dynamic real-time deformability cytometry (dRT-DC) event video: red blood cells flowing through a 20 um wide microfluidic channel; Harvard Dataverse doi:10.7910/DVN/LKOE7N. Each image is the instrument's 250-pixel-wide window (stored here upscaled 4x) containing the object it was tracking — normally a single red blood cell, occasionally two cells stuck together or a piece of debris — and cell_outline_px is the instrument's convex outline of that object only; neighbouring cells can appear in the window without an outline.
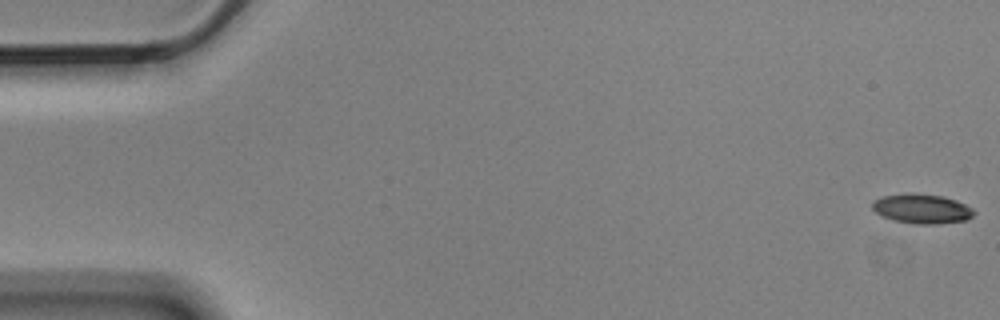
{"species": "Egyptian fruit bat (a non-hibernating species)", "species_latin": "Rousettus aegyptiacus", "temperature_condition": "cold", "stored_images_in_passage": 3, "camera_frame_rate_fps": 3000, "um_per_image_px": 0.085, "animal": {"sex": "male"}, "frame": {"image": 1, "passage_image": 1, "time_ms": 0.0, "image_size_px": [1000, 320], "cell_outline_px": [[976, 212], [972, 216], [964, 220], [936, 224], [916, 224], [892, 220], [876, 212], [872, 208], [872, 200], [884, 196], [912, 192], [944, 196], [956, 200], [972, 208]], "centroid_in_image_um": [78.35, 17.73], "position_along_channel_um": 6.7, "area_um2": 17.51}}
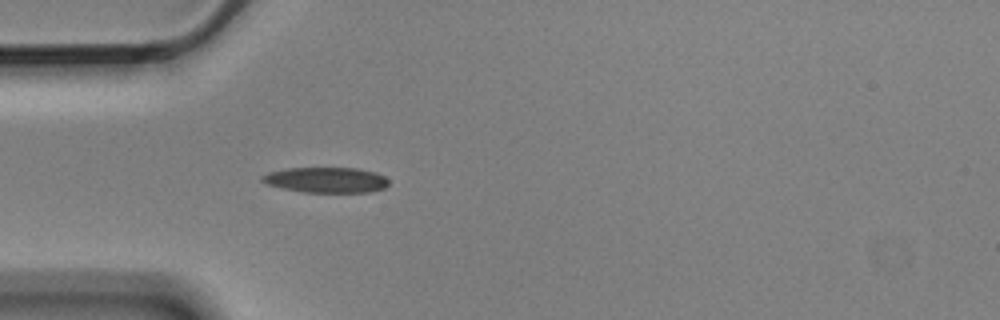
{"frame": {"image": 2, "passage_image": 3, "time_ms": 0.667, "image_size_px": [1000, 320], "cell_outline_px": [[388, 184], [384, 188], [372, 192], [304, 192], [284, 188], [268, 184], [260, 180], [260, 176], [268, 172], [288, 168], [356, 168], [376, 172], [384, 176], [388, 180]], "centroid_in_image_um": [27.73, 15.29], "position_along_channel_um": 57.3, "area_um2": 18.73}}